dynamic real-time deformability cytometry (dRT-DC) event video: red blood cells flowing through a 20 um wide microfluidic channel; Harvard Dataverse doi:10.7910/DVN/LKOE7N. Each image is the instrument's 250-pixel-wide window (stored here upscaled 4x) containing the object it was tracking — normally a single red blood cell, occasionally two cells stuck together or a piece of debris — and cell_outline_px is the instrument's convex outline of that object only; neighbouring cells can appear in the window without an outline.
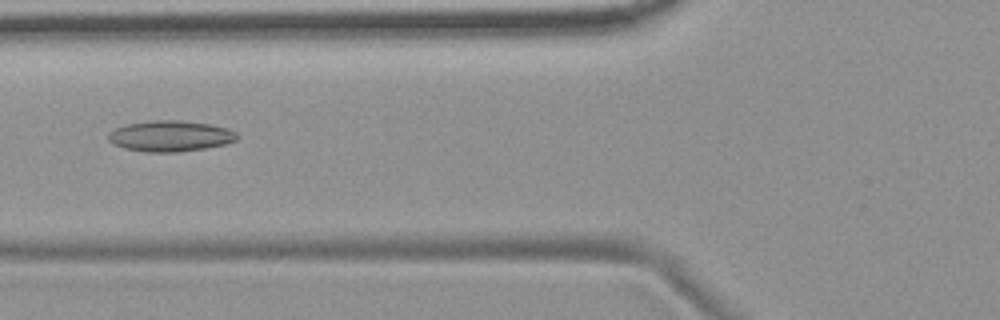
{"species": "common noctule bat (a hibernating species)", "species_latin": "Nyctalus noctula", "temperature_condition": "room temperature", "stored_images_in_passage": 2, "camera_frame_rate_fps": 3000, "um_per_image_px": 0.085, "animal": {"sex": "female", "body_mass_g": 19.9}, "frame": {"image": 1, "passage_image": 2, "time_ms": 1.333, "image_size_px": [1000, 320], "cell_outline_px": [[240, 136], [236, 140], [224, 144], [204, 148], [176, 152], [144, 152], [124, 148], [112, 144], [108, 140], [108, 132], [116, 128], [128, 124], [152, 120], [180, 120], [212, 124], [228, 128], [236, 132]], "centroid_in_image_um": [14.47, 11.56], "position_along_channel_um": 111.3, "area_um2": 23.29}}